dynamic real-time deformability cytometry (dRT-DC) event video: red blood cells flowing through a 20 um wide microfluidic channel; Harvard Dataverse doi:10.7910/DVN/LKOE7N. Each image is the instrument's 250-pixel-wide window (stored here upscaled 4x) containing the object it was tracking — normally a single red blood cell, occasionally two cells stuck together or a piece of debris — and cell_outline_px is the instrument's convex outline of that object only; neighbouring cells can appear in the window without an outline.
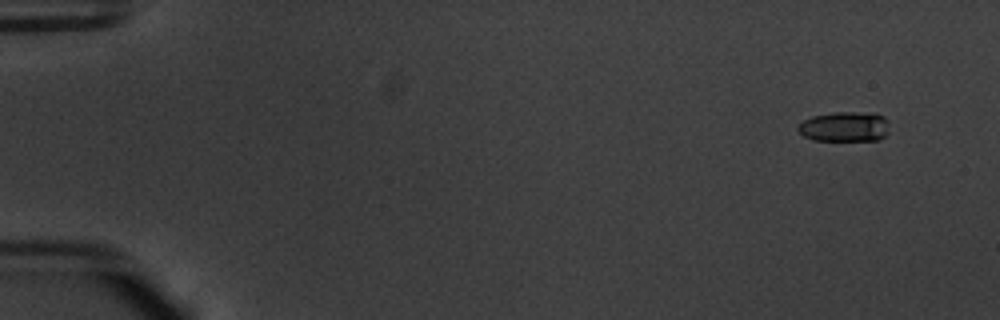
{"species": "common noctule bat (a hibernating species)", "species_latin": "Nyctalus noctula", "temperature_condition": "warm", "stored_images_in_passage": 14, "camera_frame_rate_fps": 3000, "um_per_image_px": 0.085, "animal": {"sex": "male", "body_mass_g": 20.1, "forearm_length_mm": 53.5}, "frame": {"image": 1, "passage_image": 1, "time_ms": 0.0, "image_size_px": [1000, 320], "cell_outline_px": [[888, 132], [880, 140], [812, 140], [804, 136], [796, 128], [804, 120], [812, 116], [836, 112], [876, 112], [884, 116], [888, 120]], "centroid_in_image_um": [71.84, 10.75], "position_along_channel_um": 13.2, "area_um2": 16.13}}